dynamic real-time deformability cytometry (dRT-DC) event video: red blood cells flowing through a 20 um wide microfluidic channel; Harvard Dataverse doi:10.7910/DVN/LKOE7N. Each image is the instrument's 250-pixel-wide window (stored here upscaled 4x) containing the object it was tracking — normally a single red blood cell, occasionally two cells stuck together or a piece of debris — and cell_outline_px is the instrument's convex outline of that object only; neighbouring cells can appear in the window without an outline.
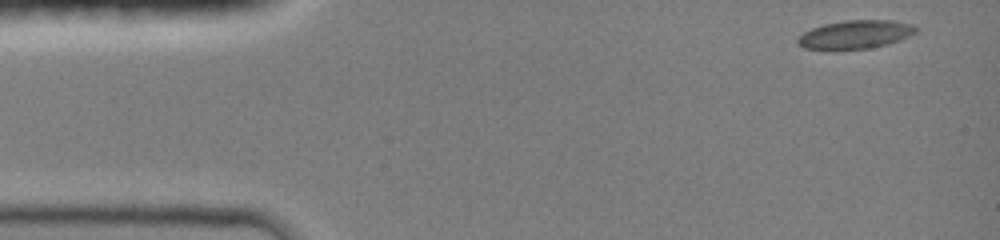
{"species": "common noctule bat (a hibernating species)", "species_latin": "Nyctalus noctula", "temperature_condition": "room temperature", "stored_images_in_passage": 42, "camera_frame_rate_fps": 3000, "um_per_image_px": 0.085, "animal": {"sex": "female", "body_mass_g": 19.0, "forearm_length_mm": 51.5}, "frame": {"image": 1, "passage_image": 1, "time_ms": 0.0, "image_size_px": [1000, 240], "cell_outline_px": [[916, 32], [900, 40], [888, 44], [868, 48], [832, 52], [804, 48], [796, 40], [804, 32], [812, 28], [824, 24], [844, 20], [892, 20], [912, 24], [916, 28]], "centroid_in_image_um": [72.66, 2.96], "position_along_channel_um": 12.3, "area_um2": 20.0}}
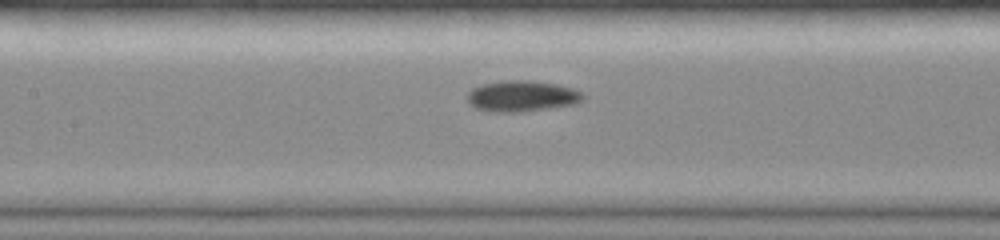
{"frame": {"image": 2, "passage_image": 19, "time_ms": 6.0, "image_size_px": [1000, 240], "cell_outline_px": [[584, 100], [576, 104], [520, 112], [492, 112], [476, 108], [468, 104], [468, 92], [472, 88], [484, 84], [504, 80], [528, 80], [556, 84], [572, 88], [580, 92], [584, 96]], "centroid_in_image_um": [44.35, 8.17], "position_along_channel_um": 163.0, "area_um2": 20.87}}
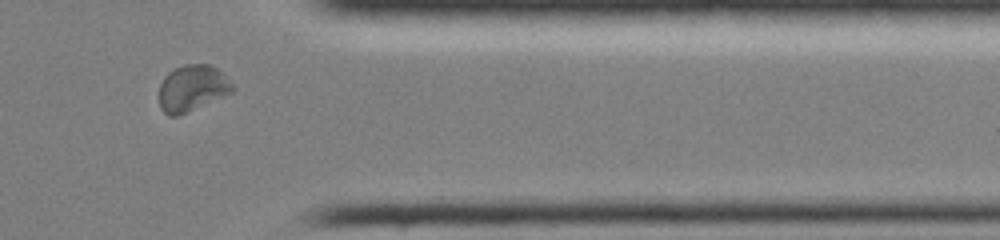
{"frame": {"image": 3, "passage_image": 36, "time_ms": 11.667, "image_size_px": [1000, 240], "cell_outline_px": [[236, 88], [232, 92], [176, 116], [168, 116], [160, 108], [160, 84], [164, 76], [168, 72], [184, 64], [208, 64], [216, 68]], "centroid_in_image_um": [16.31, 7.48], "position_along_channel_um": 395.1, "area_um2": 19.36}, "authors_computed_cell_mechanics": {"area_um2": 19.1607, "velocity_mm_per_s": 4.1361, "shape_relaxation_time_tau1_ms": 3.5575, "shape_relaxation_time_tau2_ms": 5.0477, "deformation_change_tau1": 0.1236, "deformation_change_tau2": 0.0666}}